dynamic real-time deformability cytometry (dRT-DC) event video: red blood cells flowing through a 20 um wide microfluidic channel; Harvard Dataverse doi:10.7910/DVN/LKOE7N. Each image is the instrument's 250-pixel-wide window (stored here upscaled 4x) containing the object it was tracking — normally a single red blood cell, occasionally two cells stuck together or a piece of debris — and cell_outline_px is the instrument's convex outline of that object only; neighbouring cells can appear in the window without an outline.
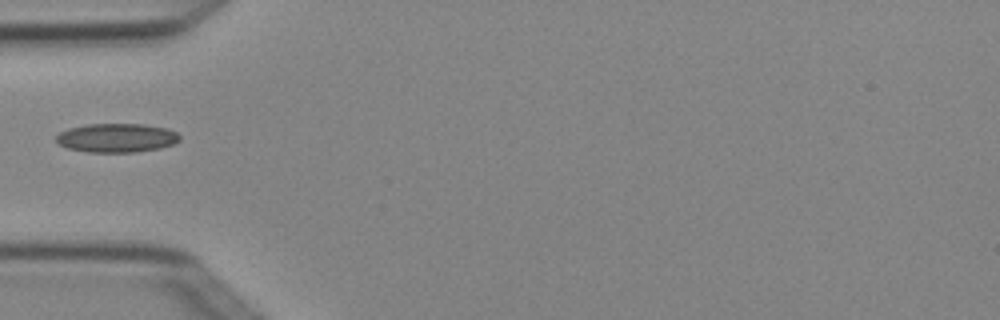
{"species": "Egyptian fruit bat (a non-hibernating species)", "species_latin": "Rousettus aegyptiacus", "temperature_condition": "cold", "stored_images_in_passage": 1, "camera_frame_rate_fps": 3000, "um_per_image_px": 0.085, "animal": {"sex": "female"}, "frame": {"image": 1, "passage_image": 1, "time_ms": 0.0, "image_size_px": [1000, 320], "cell_outline_px": [[180, 140], [172, 144], [160, 148], [136, 152], [88, 152], [68, 148], [60, 144], [56, 140], [56, 136], [60, 132], [68, 128], [88, 124], [144, 124], [168, 128], [176, 132], [180, 136]], "centroid_in_image_um": [9.93, 11.71], "position_along_channel_um": 75.1, "area_um2": 20.81}}